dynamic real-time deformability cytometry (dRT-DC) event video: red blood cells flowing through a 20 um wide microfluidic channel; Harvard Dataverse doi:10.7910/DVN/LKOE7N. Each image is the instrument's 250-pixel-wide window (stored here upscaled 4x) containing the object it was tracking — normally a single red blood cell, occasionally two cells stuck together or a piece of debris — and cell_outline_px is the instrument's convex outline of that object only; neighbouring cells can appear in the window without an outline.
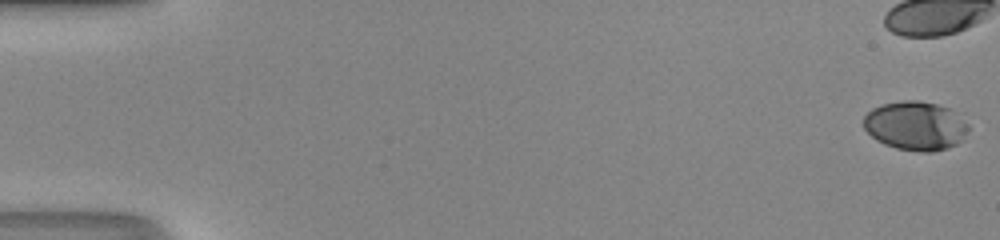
{"species": "human", "species_latin": "Homo sapiens", "temperature_condition": "room temperature", "stored_images_in_passage": 40, "camera_frame_rate_fps": 3000, "um_per_image_px": 0.085, "donor": {"sex": "male"}, "frame": {"image": 1, "passage_image": 1, "time_ms": 0.0, "image_size_px": [1000, 240], "cell_outline_px": [[968, 128], [960, 140], [956, 144], [948, 148], [932, 152], [920, 152], [896, 148], [884, 144], [876, 140], [864, 128], [864, 116], [872, 108], [880, 104], [900, 100], [920, 100], [952, 108], [964, 112], [968, 124]], "centroid_in_image_um": [77.86, 10.66], "position_along_channel_um": 7.1, "area_um2": 30.52}}